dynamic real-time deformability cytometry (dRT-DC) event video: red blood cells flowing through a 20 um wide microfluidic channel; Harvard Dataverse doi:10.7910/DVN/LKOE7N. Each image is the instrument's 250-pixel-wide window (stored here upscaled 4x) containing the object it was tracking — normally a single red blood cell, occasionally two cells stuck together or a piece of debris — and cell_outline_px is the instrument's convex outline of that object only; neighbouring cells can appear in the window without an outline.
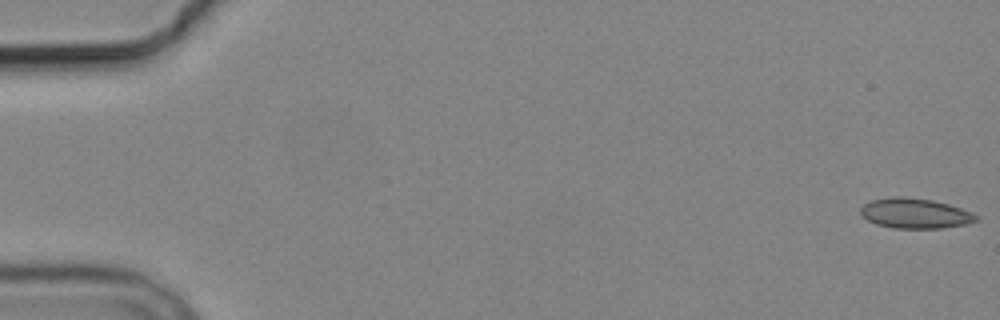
{"species": "common noctule bat (a hibernating species)", "species_latin": "Nyctalus noctula", "temperature_condition": "cold", "stored_images_in_passage": 6, "camera_frame_rate_fps": 3000, "um_per_image_px": 0.085, "animal": {"sex": "male", "body_mass_g": 19.2, "forearm_length_mm": 51.8}, "frame": {"image": 1, "passage_image": 1, "time_ms": 0.0, "image_size_px": [1000, 320], "cell_outline_px": [[980, 220], [964, 224], [944, 228], [896, 228], [876, 224], [868, 220], [860, 212], [860, 208], [864, 204], [872, 200], [892, 196], [904, 196], [932, 200], [948, 204], [972, 212], [980, 216]], "centroid_in_image_um": [77.81, 18.13], "position_along_channel_um": 7.2, "area_um2": 20.29}}